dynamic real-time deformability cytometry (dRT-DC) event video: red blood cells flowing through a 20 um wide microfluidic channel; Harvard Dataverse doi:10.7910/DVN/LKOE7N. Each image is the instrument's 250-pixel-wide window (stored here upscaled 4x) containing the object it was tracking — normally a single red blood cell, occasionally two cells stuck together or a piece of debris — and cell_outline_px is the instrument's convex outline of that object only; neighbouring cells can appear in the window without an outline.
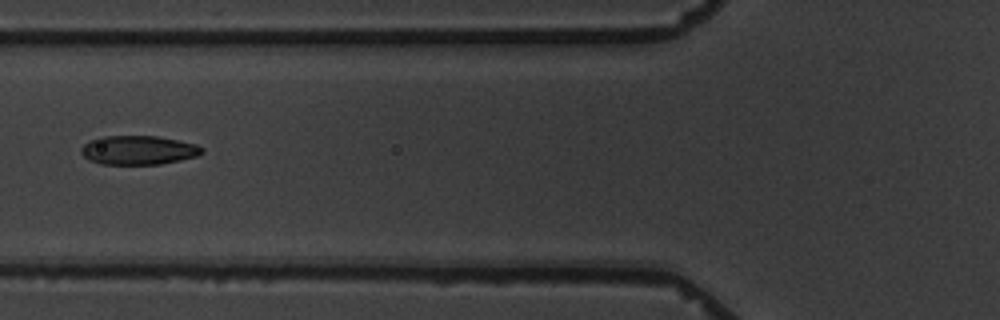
{"species": "common noctule bat (a hibernating species)", "species_latin": "Nyctalus noctula", "temperature_condition": "warm", "stored_images_in_passage": 7, "camera_frame_rate_fps": 3000, "um_per_image_px": 0.085, "animal": {"sex": "male", "body_mass_g": 19.5, "forearm_length_mm": 54.6}, "frame": {"image": 1, "passage_image": 6, "time_ms": 6.333, "image_size_px": [1000, 320], "cell_outline_px": [[204, 152], [196, 156], [180, 160], [160, 164], [100, 164], [88, 160], [80, 152], [80, 148], [84, 144], [100, 136], [156, 136], [196, 144], [204, 148]], "centroid_in_image_um": [11.74, 12.76], "position_along_channel_um": 114.1, "area_um2": 20.4}}
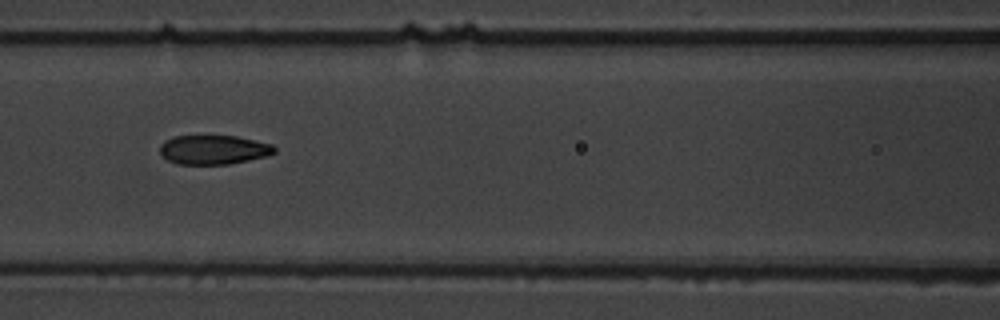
{"frame": {"image": 2, "passage_image": 7, "time_ms": 7.333, "image_size_px": [1000, 320], "cell_outline_px": [[276, 152], [268, 156], [228, 164], [176, 164], [168, 160], [160, 152], [160, 144], [164, 140], [172, 136], [236, 136], [272, 144], [276, 148]], "centroid_in_image_um": [18.15, 12.72], "position_along_channel_um": 148.4, "area_um2": 19.54}}